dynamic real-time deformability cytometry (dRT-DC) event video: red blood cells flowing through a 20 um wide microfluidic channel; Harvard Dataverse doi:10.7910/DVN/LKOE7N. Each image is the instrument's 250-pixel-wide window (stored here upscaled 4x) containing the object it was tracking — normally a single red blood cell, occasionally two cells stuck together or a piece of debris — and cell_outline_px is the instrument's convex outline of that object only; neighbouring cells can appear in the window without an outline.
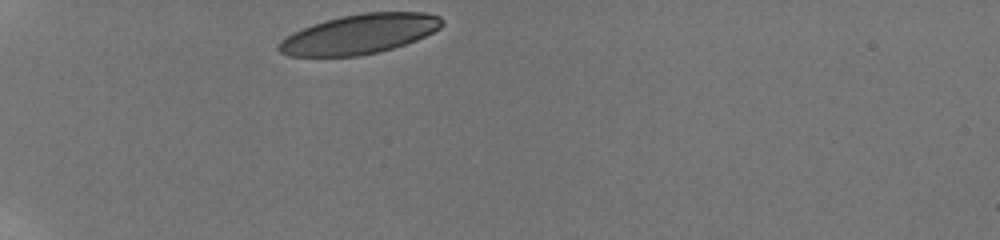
{"species": "human", "species_latin": "Homo sapiens", "temperature_condition": "room temperature", "stored_images_in_passage": 44, "camera_frame_rate_fps": 3000, "um_per_image_px": 0.085, "donor": {"sex": "male"}, "frame": {"image": 1, "passage_image": 1, "time_ms": 0.0, "image_size_px": [1000, 240], "cell_outline_px": [[444, 24], [440, 28], [416, 40], [380, 52], [360, 56], [288, 56], [280, 52], [276, 48], [280, 40], [292, 32], [312, 24], [324, 20], [340, 16], [364, 12], [424, 12], [440, 16], [444, 20]], "centroid_in_image_um": [30.54, 2.89], "position_along_channel_um": 54.5, "area_um2": 37.92}}
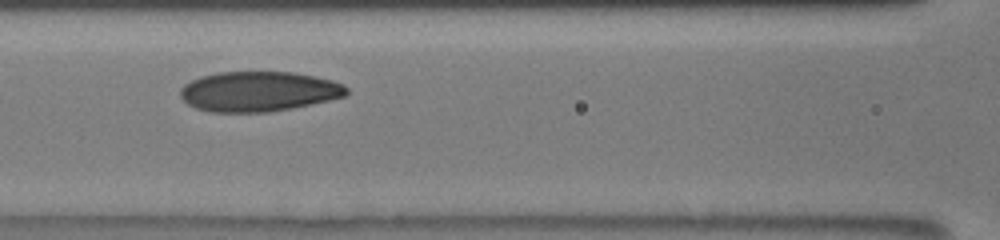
{"frame": {"image": 2, "passage_image": 14, "time_ms": 3.333, "image_size_px": [1000, 240], "cell_outline_px": [[348, 92], [344, 96], [312, 104], [292, 108], [268, 112], [212, 112], [196, 108], [188, 104], [180, 96], [180, 88], [184, 84], [200, 76], [216, 72], [292, 72], [332, 80], [344, 84], [348, 88]], "centroid_in_image_um": [21.96, 7.77], "position_along_channel_um": 144.6, "area_um2": 38.78}}
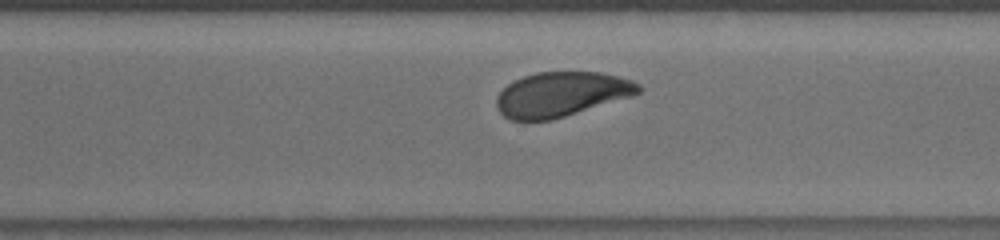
{"frame": {"image": 3, "passage_image": 33, "time_ms": 8.0, "image_size_px": [1000, 240], "cell_outline_px": [[640, 92], [632, 96], [552, 120], [512, 120], [504, 116], [500, 112], [496, 104], [496, 96], [508, 84], [524, 76], [536, 72], [600, 72], [620, 76], [632, 80], [640, 84]], "centroid_in_image_um": [47.72, 8.01], "position_along_channel_um": 322.9, "area_um2": 36.82}, "authors_computed_cell_mechanics": {"area_um2": 38.1769, "velocity_mm_per_s": 3.8275, "shape_relaxation_time_tau1_ms": 3.9655, "shape_relaxation_time_tau2_ms": 1.3147, "deformation_change_tau1": 0.1249, "deformation_change_tau2": 0.0646}}